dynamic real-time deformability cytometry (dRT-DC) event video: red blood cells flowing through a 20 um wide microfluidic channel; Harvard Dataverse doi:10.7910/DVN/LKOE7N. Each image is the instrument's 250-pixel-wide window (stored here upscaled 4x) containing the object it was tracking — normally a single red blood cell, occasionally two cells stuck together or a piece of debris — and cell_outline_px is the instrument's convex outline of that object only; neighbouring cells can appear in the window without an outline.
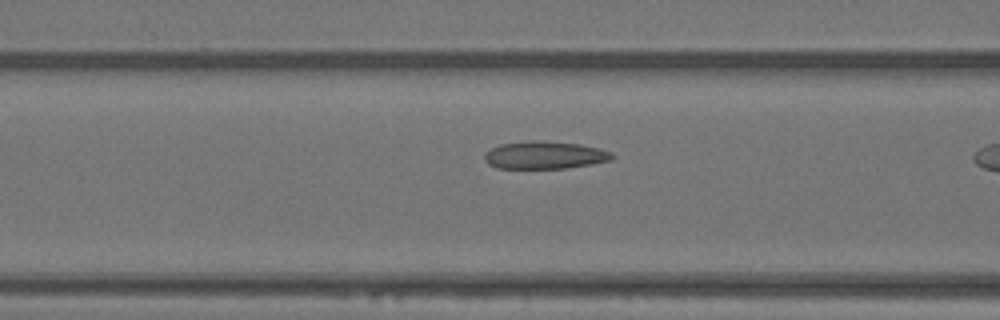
{"species": "Egyptian fruit bat (a non-hibernating species)", "species_latin": "Rousettus aegyptiacus", "temperature_condition": "warm", "stored_images_in_passage": 10, "camera_frame_rate_fps": 3000, "um_per_image_px": 0.085, "animal": {"sex": "female"}, "frame": {"image": 1, "passage_image": 9, "time_ms": 2.667, "image_size_px": [1000, 320], "cell_outline_px": [[616, 156], [612, 160], [564, 168], [496, 168], [488, 164], [484, 160], [484, 152], [500, 144], [532, 140], [536, 140], [580, 144], [600, 148], [612, 152]], "centroid_in_image_um": [46.29, 13.18], "position_along_channel_um": 120.3, "area_um2": 20.58}}